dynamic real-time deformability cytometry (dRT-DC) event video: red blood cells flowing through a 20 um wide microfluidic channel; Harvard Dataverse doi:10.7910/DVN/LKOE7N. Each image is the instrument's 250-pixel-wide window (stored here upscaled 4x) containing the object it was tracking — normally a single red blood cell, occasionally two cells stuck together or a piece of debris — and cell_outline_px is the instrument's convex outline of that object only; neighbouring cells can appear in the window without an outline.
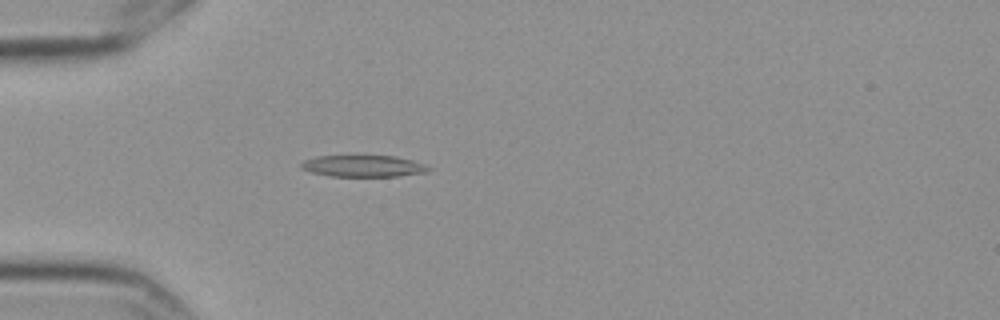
{"species": "Egyptian fruit bat (a non-hibernating species)", "species_latin": "Rousettus aegyptiacus", "temperature_condition": "cold", "stored_images_in_passage": 2, "camera_frame_rate_fps": 3000, "um_per_image_px": 0.085, "frame": {"image": 1, "passage_image": 2, "time_ms": 0.333, "image_size_px": [1000, 320], "cell_outline_px": [[432, 168], [424, 172], [400, 176], [328, 176], [312, 172], [300, 168], [300, 164], [304, 160], [316, 156], [396, 156], [412, 160], [424, 164]], "centroid_in_image_um": [30.86, 14.11], "position_along_channel_um": 54.1, "area_um2": 15.95}}